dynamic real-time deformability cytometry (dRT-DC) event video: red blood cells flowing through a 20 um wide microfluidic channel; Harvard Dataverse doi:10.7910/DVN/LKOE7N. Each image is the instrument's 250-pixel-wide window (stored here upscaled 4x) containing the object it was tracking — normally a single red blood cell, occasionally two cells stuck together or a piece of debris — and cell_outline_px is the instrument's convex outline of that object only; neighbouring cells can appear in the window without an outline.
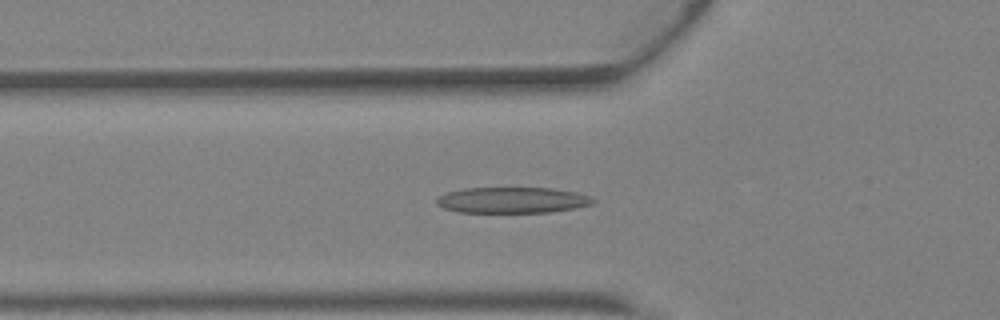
{"species": "Egyptian fruit bat (a non-hibernating species)", "species_latin": "Rousettus aegyptiacus", "temperature_condition": "warm", "stored_images_in_passage": 39, "camera_frame_rate_fps": 3000, "um_per_image_px": 0.085, "animal": {"sex": "female"}, "frame": {"image": 1, "passage_image": 12, "time_ms": 3.667, "image_size_px": [1000, 320], "cell_outline_px": [[596, 200], [592, 204], [576, 208], [548, 212], [456, 212], [444, 208], [436, 204], [436, 200], [440, 196], [448, 192], [464, 188], [552, 188], [576, 192], [592, 196]], "centroid_in_image_um": [43.58, 17.01], "position_along_channel_um": 82.2, "area_um2": 23.64}}
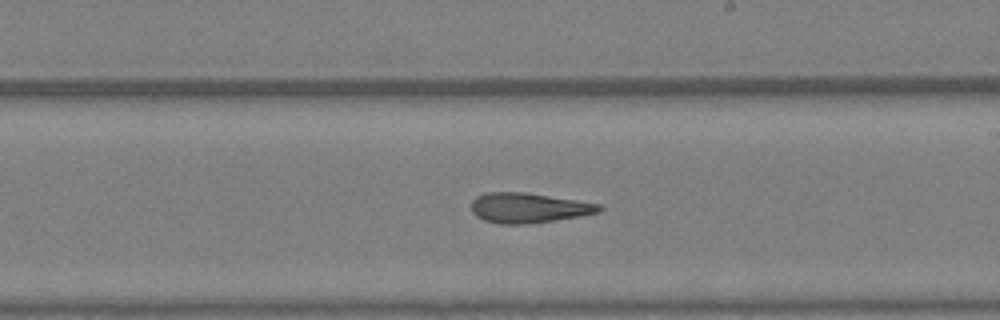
{"frame": {"image": 2, "passage_image": 22, "time_ms": 7.0, "image_size_px": [1000, 320], "cell_outline_px": [[604, 208], [600, 212], [580, 216], [528, 224], [500, 224], [484, 220], [476, 216], [472, 212], [472, 200], [476, 196], [488, 192], [524, 192], [600, 204]], "centroid_in_image_um": [44.91, 17.67], "position_along_channel_um": 244.1, "area_um2": 22.25}}
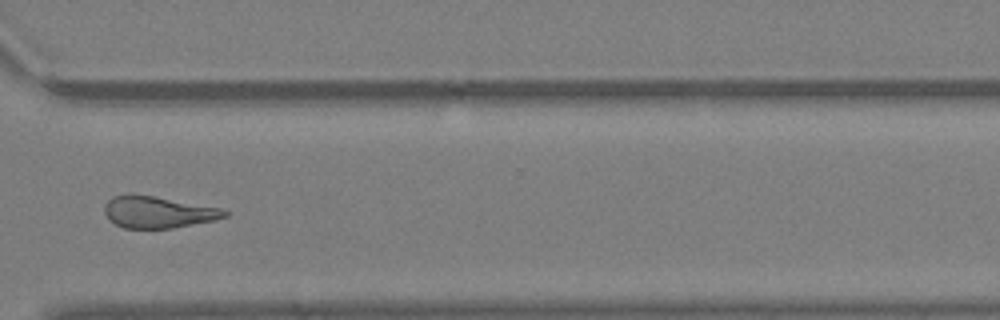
{"frame": {"image": 3, "passage_image": 29, "time_ms": 9.333, "image_size_px": [1000, 320], "cell_outline_px": [[228, 216], [216, 220], [172, 228], [124, 228], [108, 220], [104, 212], [104, 204], [112, 196], [128, 192], [152, 196], [220, 208], [228, 212]], "centroid_in_image_um": [13.37, 18.02], "position_along_channel_um": 357.2, "area_um2": 22.31}, "authors_computed_cell_mechanics": {"area_um2": 23.5824, "velocity_mm_per_s": 4.8413, "shape_relaxation_time_tau1_ms": null, "shape_relaxation_time_tau2_ms": 4.4126, "deformation_change_tau1": null, "deformation_change_tau2": 0.195}}